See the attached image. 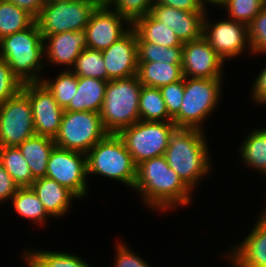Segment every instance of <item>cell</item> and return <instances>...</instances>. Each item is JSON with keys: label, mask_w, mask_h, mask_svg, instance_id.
I'll return each instance as SVG.
<instances>
[{"label": "cell", "mask_w": 266, "mask_h": 267, "mask_svg": "<svg viewBox=\"0 0 266 267\" xmlns=\"http://www.w3.org/2000/svg\"><path fill=\"white\" fill-rule=\"evenodd\" d=\"M133 189L140 192L147 208L149 206L157 211L188 206L193 192L169 167L164 155L144 160L137 165Z\"/></svg>", "instance_id": "1"}, {"label": "cell", "mask_w": 266, "mask_h": 267, "mask_svg": "<svg viewBox=\"0 0 266 267\" xmlns=\"http://www.w3.org/2000/svg\"><path fill=\"white\" fill-rule=\"evenodd\" d=\"M205 131L176 127L170 134L164 157L183 182L193 191L211 170Z\"/></svg>", "instance_id": "2"}, {"label": "cell", "mask_w": 266, "mask_h": 267, "mask_svg": "<svg viewBox=\"0 0 266 267\" xmlns=\"http://www.w3.org/2000/svg\"><path fill=\"white\" fill-rule=\"evenodd\" d=\"M44 42L36 22L29 28L0 39V58L22 84L41 82Z\"/></svg>", "instance_id": "3"}, {"label": "cell", "mask_w": 266, "mask_h": 267, "mask_svg": "<svg viewBox=\"0 0 266 267\" xmlns=\"http://www.w3.org/2000/svg\"><path fill=\"white\" fill-rule=\"evenodd\" d=\"M141 87L137 75L107 82L104 101L99 114L108 133L117 134L120 130L140 120Z\"/></svg>", "instance_id": "4"}, {"label": "cell", "mask_w": 266, "mask_h": 267, "mask_svg": "<svg viewBox=\"0 0 266 267\" xmlns=\"http://www.w3.org/2000/svg\"><path fill=\"white\" fill-rule=\"evenodd\" d=\"M87 175L96 174L134 187L137 165L118 134L108 133L86 153Z\"/></svg>", "instance_id": "5"}, {"label": "cell", "mask_w": 266, "mask_h": 267, "mask_svg": "<svg viewBox=\"0 0 266 267\" xmlns=\"http://www.w3.org/2000/svg\"><path fill=\"white\" fill-rule=\"evenodd\" d=\"M221 83L222 79L184 77L183 103L173 118L175 126L203 131L204 125L201 124L215 111L220 101Z\"/></svg>", "instance_id": "6"}, {"label": "cell", "mask_w": 266, "mask_h": 267, "mask_svg": "<svg viewBox=\"0 0 266 267\" xmlns=\"http://www.w3.org/2000/svg\"><path fill=\"white\" fill-rule=\"evenodd\" d=\"M98 4L93 0H52L44 3L35 22L43 36L85 29Z\"/></svg>", "instance_id": "7"}, {"label": "cell", "mask_w": 266, "mask_h": 267, "mask_svg": "<svg viewBox=\"0 0 266 267\" xmlns=\"http://www.w3.org/2000/svg\"><path fill=\"white\" fill-rule=\"evenodd\" d=\"M175 128L173 122L139 120L117 134L138 165L144 160L164 155Z\"/></svg>", "instance_id": "8"}, {"label": "cell", "mask_w": 266, "mask_h": 267, "mask_svg": "<svg viewBox=\"0 0 266 267\" xmlns=\"http://www.w3.org/2000/svg\"><path fill=\"white\" fill-rule=\"evenodd\" d=\"M107 134L99 113L64 111L54 142L59 148L86 154Z\"/></svg>", "instance_id": "9"}, {"label": "cell", "mask_w": 266, "mask_h": 267, "mask_svg": "<svg viewBox=\"0 0 266 267\" xmlns=\"http://www.w3.org/2000/svg\"><path fill=\"white\" fill-rule=\"evenodd\" d=\"M34 135L31 103L20 90L0 105V147L18 146Z\"/></svg>", "instance_id": "10"}, {"label": "cell", "mask_w": 266, "mask_h": 267, "mask_svg": "<svg viewBox=\"0 0 266 267\" xmlns=\"http://www.w3.org/2000/svg\"><path fill=\"white\" fill-rule=\"evenodd\" d=\"M46 177L66 187L78 199L85 197L88 192L86 154L55 146L48 159Z\"/></svg>", "instance_id": "11"}, {"label": "cell", "mask_w": 266, "mask_h": 267, "mask_svg": "<svg viewBox=\"0 0 266 267\" xmlns=\"http://www.w3.org/2000/svg\"><path fill=\"white\" fill-rule=\"evenodd\" d=\"M207 11L204 17L203 37L223 60L242 54L245 49L252 52L249 42L248 25L229 18L216 23L208 20ZM249 47V48H248Z\"/></svg>", "instance_id": "12"}, {"label": "cell", "mask_w": 266, "mask_h": 267, "mask_svg": "<svg viewBox=\"0 0 266 267\" xmlns=\"http://www.w3.org/2000/svg\"><path fill=\"white\" fill-rule=\"evenodd\" d=\"M131 24L128 19L108 5H98L91 13L84 29L88 48L106 50L130 30Z\"/></svg>", "instance_id": "13"}, {"label": "cell", "mask_w": 266, "mask_h": 267, "mask_svg": "<svg viewBox=\"0 0 266 267\" xmlns=\"http://www.w3.org/2000/svg\"><path fill=\"white\" fill-rule=\"evenodd\" d=\"M21 90L31 103L35 134L54 139L60 130L64 109L42 82L25 83Z\"/></svg>", "instance_id": "14"}, {"label": "cell", "mask_w": 266, "mask_h": 267, "mask_svg": "<svg viewBox=\"0 0 266 267\" xmlns=\"http://www.w3.org/2000/svg\"><path fill=\"white\" fill-rule=\"evenodd\" d=\"M224 60L202 36L183 43L182 71L184 77L221 79Z\"/></svg>", "instance_id": "15"}, {"label": "cell", "mask_w": 266, "mask_h": 267, "mask_svg": "<svg viewBox=\"0 0 266 267\" xmlns=\"http://www.w3.org/2000/svg\"><path fill=\"white\" fill-rule=\"evenodd\" d=\"M110 80L126 79L137 75L138 53L135 31L130 30L109 48L101 51Z\"/></svg>", "instance_id": "16"}, {"label": "cell", "mask_w": 266, "mask_h": 267, "mask_svg": "<svg viewBox=\"0 0 266 267\" xmlns=\"http://www.w3.org/2000/svg\"><path fill=\"white\" fill-rule=\"evenodd\" d=\"M150 14L172 29L182 43L203 36L206 11H185L162 4H153Z\"/></svg>", "instance_id": "17"}, {"label": "cell", "mask_w": 266, "mask_h": 267, "mask_svg": "<svg viewBox=\"0 0 266 267\" xmlns=\"http://www.w3.org/2000/svg\"><path fill=\"white\" fill-rule=\"evenodd\" d=\"M260 213L248 236L227 253L234 267H266V208Z\"/></svg>", "instance_id": "18"}, {"label": "cell", "mask_w": 266, "mask_h": 267, "mask_svg": "<svg viewBox=\"0 0 266 267\" xmlns=\"http://www.w3.org/2000/svg\"><path fill=\"white\" fill-rule=\"evenodd\" d=\"M43 42L47 62L64 65L66 70H71L80 53L88 48L84 29L43 36Z\"/></svg>", "instance_id": "19"}, {"label": "cell", "mask_w": 266, "mask_h": 267, "mask_svg": "<svg viewBox=\"0 0 266 267\" xmlns=\"http://www.w3.org/2000/svg\"><path fill=\"white\" fill-rule=\"evenodd\" d=\"M30 187L43 203L47 213L52 217L59 218L68 213L67 211L72 206L71 200L78 199L66 187L47 177L35 179Z\"/></svg>", "instance_id": "20"}, {"label": "cell", "mask_w": 266, "mask_h": 267, "mask_svg": "<svg viewBox=\"0 0 266 267\" xmlns=\"http://www.w3.org/2000/svg\"><path fill=\"white\" fill-rule=\"evenodd\" d=\"M131 28L135 31L137 42L154 43L165 47H182L174 31L156 20L150 13L134 20Z\"/></svg>", "instance_id": "21"}, {"label": "cell", "mask_w": 266, "mask_h": 267, "mask_svg": "<svg viewBox=\"0 0 266 267\" xmlns=\"http://www.w3.org/2000/svg\"><path fill=\"white\" fill-rule=\"evenodd\" d=\"M107 82L89 77H78L77 92L64 111L100 113Z\"/></svg>", "instance_id": "22"}, {"label": "cell", "mask_w": 266, "mask_h": 267, "mask_svg": "<svg viewBox=\"0 0 266 267\" xmlns=\"http://www.w3.org/2000/svg\"><path fill=\"white\" fill-rule=\"evenodd\" d=\"M55 146L54 139L36 134L17 146L35 179L46 177L48 159Z\"/></svg>", "instance_id": "23"}, {"label": "cell", "mask_w": 266, "mask_h": 267, "mask_svg": "<svg viewBox=\"0 0 266 267\" xmlns=\"http://www.w3.org/2000/svg\"><path fill=\"white\" fill-rule=\"evenodd\" d=\"M137 77L142 86L160 88L184 78L181 65L138 62Z\"/></svg>", "instance_id": "24"}, {"label": "cell", "mask_w": 266, "mask_h": 267, "mask_svg": "<svg viewBox=\"0 0 266 267\" xmlns=\"http://www.w3.org/2000/svg\"><path fill=\"white\" fill-rule=\"evenodd\" d=\"M22 257L27 267H93L81 257L63 251L24 250Z\"/></svg>", "instance_id": "25"}, {"label": "cell", "mask_w": 266, "mask_h": 267, "mask_svg": "<svg viewBox=\"0 0 266 267\" xmlns=\"http://www.w3.org/2000/svg\"><path fill=\"white\" fill-rule=\"evenodd\" d=\"M251 133V134H250ZM242 145H240V155L243 162L253 170H259L266 175V128L253 129ZM266 177V176H265Z\"/></svg>", "instance_id": "26"}, {"label": "cell", "mask_w": 266, "mask_h": 267, "mask_svg": "<svg viewBox=\"0 0 266 267\" xmlns=\"http://www.w3.org/2000/svg\"><path fill=\"white\" fill-rule=\"evenodd\" d=\"M0 163L19 187L33 184L35 178L17 146L0 147Z\"/></svg>", "instance_id": "27"}, {"label": "cell", "mask_w": 266, "mask_h": 267, "mask_svg": "<svg viewBox=\"0 0 266 267\" xmlns=\"http://www.w3.org/2000/svg\"><path fill=\"white\" fill-rule=\"evenodd\" d=\"M10 201L15 211L27 220L42 225L50 217L31 187H19Z\"/></svg>", "instance_id": "28"}, {"label": "cell", "mask_w": 266, "mask_h": 267, "mask_svg": "<svg viewBox=\"0 0 266 267\" xmlns=\"http://www.w3.org/2000/svg\"><path fill=\"white\" fill-rule=\"evenodd\" d=\"M139 114L142 121L173 122L159 88L141 87Z\"/></svg>", "instance_id": "29"}, {"label": "cell", "mask_w": 266, "mask_h": 267, "mask_svg": "<svg viewBox=\"0 0 266 267\" xmlns=\"http://www.w3.org/2000/svg\"><path fill=\"white\" fill-rule=\"evenodd\" d=\"M35 23V18L15 4L0 0V39L23 31Z\"/></svg>", "instance_id": "30"}, {"label": "cell", "mask_w": 266, "mask_h": 267, "mask_svg": "<svg viewBox=\"0 0 266 267\" xmlns=\"http://www.w3.org/2000/svg\"><path fill=\"white\" fill-rule=\"evenodd\" d=\"M73 69V70H72ZM71 71L77 77L97 78L108 82L106 67L101 51L86 48L77 57Z\"/></svg>", "instance_id": "31"}, {"label": "cell", "mask_w": 266, "mask_h": 267, "mask_svg": "<svg viewBox=\"0 0 266 267\" xmlns=\"http://www.w3.org/2000/svg\"><path fill=\"white\" fill-rule=\"evenodd\" d=\"M52 93L59 106L65 109L77 92L78 77L69 69L62 70L55 78L41 81Z\"/></svg>", "instance_id": "32"}, {"label": "cell", "mask_w": 266, "mask_h": 267, "mask_svg": "<svg viewBox=\"0 0 266 267\" xmlns=\"http://www.w3.org/2000/svg\"><path fill=\"white\" fill-rule=\"evenodd\" d=\"M138 62L182 64V47H165L154 43L137 42Z\"/></svg>", "instance_id": "33"}, {"label": "cell", "mask_w": 266, "mask_h": 267, "mask_svg": "<svg viewBox=\"0 0 266 267\" xmlns=\"http://www.w3.org/2000/svg\"><path fill=\"white\" fill-rule=\"evenodd\" d=\"M265 5L266 0H224L221 7L230 20L249 25Z\"/></svg>", "instance_id": "34"}, {"label": "cell", "mask_w": 266, "mask_h": 267, "mask_svg": "<svg viewBox=\"0 0 266 267\" xmlns=\"http://www.w3.org/2000/svg\"><path fill=\"white\" fill-rule=\"evenodd\" d=\"M153 4L154 0H112L108 6L132 23L150 13Z\"/></svg>", "instance_id": "35"}, {"label": "cell", "mask_w": 266, "mask_h": 267, "mask_svg": "<svg viewBox=\"0 0 266 267\" xmlns=\"http://www.w3.org/2000/svg\"><path fill=\"white\" fill-rule=\"evenodd\" d=\"M252 53H266V5L248 25Z\"/></svg>", "instance_id": "36"}, {"label": "cell", "mask_w": 266, "mask_h": 267, "mask_svg": "<svg viewBox=\"0 0 266 267\" xmlns=\"http://www.w3.org/2000/svg\"><path fill=\"white\" fill-rule=\"evenodd\" d=\"M168 115L173 119L180 111L184 97V78L159 88Z\"/></svg>", "instance_id": "37"}, {"label": "cell", "mask_w": 266, "mask_h": 267, "mask_svg": "<svg viewBox=\"0 0 266 267\" xmlns=\"http://www.w3.org/2000/svg\"><path fill=\"white\" fill-rule=\"evenodd\" d=\"M22 85L8 63L0 58V105L16 95L22 89Z\"/></svg>", "instance_id": "38"}, {"label": "cell", "mask_w": 266, "mask_h": 267, "mask_svg": "<svg viewBox=\"0 0 266 267\" xmlns=\"http://www.w3.org/2000/svg\"><path fill=\"white\" fill-rule=\"evenodd\" d=\"M129 248L121 242L117 244L114 267H150L143 258Z\"/></svg>", "instance_id": "39"}, {"label": "cell", "mask_w": 266, "mask_h": 267, "mask_svg": "<svg viewBox=\"0 0 266 267\" xmlns=\"http://www.w3.org/2000/svg\"><path fill=\"white\" fill-rule=\"evenodd\" d=\"M18 188L19 186L0 163V203L11 200Z\"/></svg>", "instance_id": "40"}, {"label": "cell", "mask_w": 266, "mask_h": 267, "mask_svg": "<svg viewBox=\"0 0 266 267\" xmlns=\"http://www.w3.org/2000/svg\"><path fill=\"white\" fill-rule=\"evenodd\" d=\"M266 54V53H265ZM253 87L251 88V98L258 104H266V66L260 72L259 76L256 77Z\"/></svg>", "instance_id": "41"}, {"label": "cell", "mask_w": 266, "mask_h": 267, "mask_svg": "<svg viewBox=\"0 0 266 267\" xmlns=\"http://www.w3.org/2000/svg\"><path fill=\"white\" fill-rule=\"evenodd\" d=\"M154 4H162L185 11H206L198 0H154Z\"/></svg>", "instance_id": "42"}, {"label": "cell", "mask_w": 266, "mask_h": 267, "mask_svg": "<svg viewBox=\"0 0 266 267\" xmlns=\"http://www.w3.org/2000/svg\"><path fill=\"white\" fill-rule=\"evenodd\" d=\"M15 4L18 8L25 10L31 14L35 19L38 17L41 8L44 6L42 0H7Z\"/></svg>", "instance_id": "43"}, {"label": "cell", "mask_w": 266, "mask_h": 267, "mask_svg": "<svg viewBox=\"0 0 266 267\" xmlns=\"http://www.w3.org/2000/svg\"><path fill=\"white\" fill-rule=\"evenodd\" d=\"M224 0H198V2L201 4V6L204 8V9H208L206 8V2H208L209 4L211 3L212 5L215 4L217 5V7H220L222 5Z\"/></svg>", "instance_id": "44"}, {"label": "cell", "mask_w": 266, "mask_h": 267, "mask_svg": "<svg viewBox=\"0 0 266 267\" xmlns=\"http://www.w3.org/2000/svg\"><path fill=\"white\" fill-rule=\"evenodd\" d=\"M95 1L98 5H108L112 0H93Z\"/></svg>", "instance_id": "45"}, {"label": "cell", "mask_w": 266, "mask_h": 267, "mask_svg": "<svg viewBox=\"0 0 266 267\" xmlns=\"http://www.w3.org/2000/svg\"><path fill=\"white\" fill-rule=\"evenodd\" d=\"M42 1L45 3V2H48V1H52V0H42Z\"/></svg>", "instance_id": "46"}]
</instances>
